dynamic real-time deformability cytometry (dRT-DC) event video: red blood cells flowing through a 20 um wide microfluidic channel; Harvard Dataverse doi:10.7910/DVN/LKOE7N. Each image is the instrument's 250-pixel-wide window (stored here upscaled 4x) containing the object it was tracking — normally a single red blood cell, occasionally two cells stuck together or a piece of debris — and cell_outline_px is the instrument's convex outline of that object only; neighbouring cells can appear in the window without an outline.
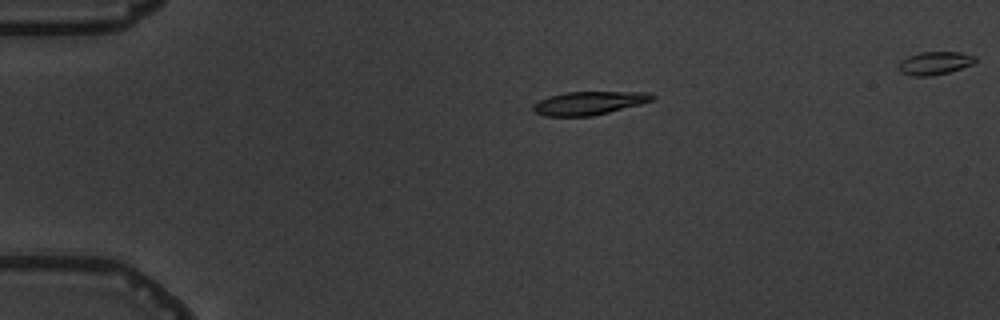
{"species": "common noctule bat (a hibernating species)", "species_latin": "Nyctalus noctula", "temperature_condition": "warm", "stored_images_in_passage": 6, "camera_frame_rate_fps": 3000, "um_per_image_px": 0.085, "animal": {"sex": "male", "body_mass_g": 19.5, "forearm_length_mm": 54.6}, "frame": {"image": 1, "passage_image": 3, "time_ms": 2.333, "image_size_px": [1000, 320], "cell_outline_px": [[656, 96], [652, 100], [640, 104], [592, 116], [544, 116], [532, 112], [532, 104], [548, 96], [564, 92], [652, 92]], "centroid_in_image_um": [50.02, 8.76], "position_along_channel_um": 35.0, "area_um2": 16.3}}